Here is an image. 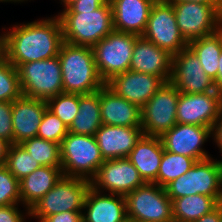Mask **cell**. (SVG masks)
<instances>
[{
  "label": "cell",
  "mask_w": 222,
  "mask_h": 222,
  "mask_svg": "<svg viewBox=\"0 0 222 222\" xmlns=\"http://www.w3.org/2000/svg\"><path fill=\"white\" fill-rule=\"evenodd\" d=\"M183 38L189 43L222 28V4L170 2Z\"/></svg>",
  "instance_id": "30bf717a"
},
{
  "label": "cell",
  "mask_w": 222,
  "mask_h": 222,
  "mask_svg": "<svg viewBox=\"0 0 222 222\" xmlns=\"http://www.w3.org/2000/svg\"><path fill=\"white\" fill-rule=\"evenodd\" d=\"M188 47L199 58L205 73L215 81L218 72V60L222 51V28L213 34L190 41Z\"/></svg>",
  "instance_id": "83f0119b"
},
{
  "label": "cell",
  "mask_w": 222,
  "mask_h": 222,
  "mask_svg": "<svg viewBox=\"0 0 222 222\" xmlns=\"http://www.w3.org/2000/svg\"><path fill=\"white\" fill-rule=\"evenodd\" d=\"M59 1H60L59 3L62 5L61 7H64L62 8L63 10V9L68 8L72 3H74L77 0H59Z\"/></svg>",
  "instance_id": "bcb514c9"
},
{
  "label": "cell",
  "mask_w": 222,
  "mask_h": 222,
  "mask_svg": "<svg viewBox=\"0 0 222 222\" xmlns=\"http://www.w3.org/2000/svg\"><path fill=\"white\" fill-rule=\"evenodd\" d=\"M180 92L165 82L141 108V128L146 136L161 137L177 124L176 112Z\"/></svg>",
  "instance_id": "8fae6325"
},
{
  "label": "cell",
  "mask_w": 222,
  "mask_h": 222,
  "mask_svg": "<svg viewBox=\"0 0 222 222\" xmlns=\"http://www.w3.org/2000/svg\"><path fill=\"white\" fill-rule=\"evenodd\" d=\"M65 42L93 47L114 31L112 8L109 0L95 11H60Z\"/></svg>",
  "instance_id": "3957f363"
},
{
  "label": "cell",
  "mask_w": 222,
  "mask_h": 222,
  "mask_svg": "<svg viewBox=\"0 0 222 222\" xmlns=\"http://www.w3.org/2000/svg\"><path fill=\"white\" fill-rule=\"evenodd\" d=\"M100 109L105 125L141 127V109L117 95L106 84L100 89Z\"/></svg>",
  "instance_id": "603a6c76"
},
{
  "label": "cell",
  "mask_w": 222,
  "mask_h": 222,
  "mask_svg": "<svg viewBox=\"0 0 222 222\" xmlns=\"http://www.w3.org/2000/svg\"><path fill=\"white\" fill-rule=\"evenodd\" d=\"M170 82L180 93L199 94L216 90L214 80L205 73L199 58L189 47L172 56Z\"/></svg>",
  "instance_id": "9a60e30c"
},
{
  "label": "cell",
  "mask_w": 222,
  "mask_h": 222,
  "mask_svg": "<svg viewBox=\"0 0 222 222\" xmlns=\"http://www.w3.org/2000/svg\"><path fill=\"white\" fill-rule=\"evenodd\" d=\"M2 30L3 33L0 34V59L5 57L6 34L4 30H6V27H3Z\"/></svg>",
  "instance_id": "ee69618b"
},
{
  "label": "cell",
  "mask_w": 222,
  "mask_h": 222,
  "mask_svg": "<svg viewBox=\"0 0 222 222\" xmlns=\"http://www.w3.org/2000/svg\"><path fill=\"white\" fill-rule=\"evenodd\" d=\"M129 70L151 74L161 77L165 82H170L172 55L143 36H138L134 44Z\"/></svg>",
  "instance_id": "ac0fdd59"
},
{
  "label": "cell",
  "mask_w": 222,
  "mask_h": 222,
  "mask_svg": "<svg viewBox=\"0 0 222 222\" xmlns=\"http://www.w3.org/2000/svg\"><path fill=\"white\" fill-rule=\"evenodd\" d=\"M28 1H31V0H0V3H1V2H2V3H5V2L7 3V2H8V3H14V4H15V3H16V4H19V3L21 4V3H23V2L25 3V2H28Z\"/></svg>",
  "instance_id": "7dc6e473"
},
{
  "label": "cell",
  "mask_w": 222,
  "mask_h": 222,
  "mask_svg": "<svg viewBox=\"0 0 222 222\" xmlns=\"http://www.w3.org/2000/svg\"><path fill=\"white\" fill-rule=\"evenodd\" d=\"M5 166L19 181L41 167L21 144L10 145Z\"/></svg>",
  "instance_id": "4dcf8cb0"
},
{
  "label": "cell",
  "mask_w": 222,
  "mask_h": 222,
  "mask_svg": "<svg viewBox=\"0 0 222 222\" xmlns=\"http://www.w3.org/2000/svg\"><path fill=\"white\" fill-rule=\"evenodd\" d=\"M91 181L83 178L62 176L30 209V220L41 222L46 216L72 211L82 212Z\"/></svg>",
  "instance_id": "8992f818"
},
{
  "label": "cell",
  "mask_w": 222,
  "mask_h": 222,
  "mask_svg": "<svg viewBox=\"0 0 222 222\" xmlns=\"http://www.w3.org/2000/svg\"><path fill=\"white\" fill-rule=\"evenodd\" d=\"M168 2H197V3H205V4H222V0H166Z\"/></svg>",
  "instance_id": "f6af8a7d"
},
{
  "label": "cell",
  "mask_w": 222,
  "mask_h": 222,
  "mask_svg": "<svg viewBox=\"0 0 222 222\" xmlns=\"http://www.w3.org/2000/svg\"><path fill=\"white\" fill-rule=\"evenodd\" d=\"M63 93L90 94L105 83L96 69L92 47L63 42L59 54Z\"/></svg>",
  "instance_id": "7a4b0ae2"
},
{
  "label": "cell",
  "mask_w": 222,
  "mask_h": 222,
  "mask_svg": "<svg viewBox=\"0 0 222 222\" xmlns=\"http://www.w3.org/2000/svg\"><path fill=\"white\" fill-rule=\"evenodd\" d=\"M102 125L100 90L80 95L79 112L68 127V131L74 134L95 136Z\"/></svg>",
  "instance_id": "484cf974"
},
{
  "label": "cell",
  "mask_w": 222,
  "mask_h": 222,
  "mask_svg": "<svg viewBox=\"0 0 222 222\" xmlns=\"http://www.w3.org/2000/svg\"><path fill=\"white\" fill-rule=\"evenodd\" d=\"M127 218L135 222H171L172 201L164 187L145 183L125 196Z\"/></svg>",
  "instance_id": "9c48e42d"
},
{
  "label": "cell",
  "mask_w": 222,
  "mask_h": 222,
  "mask_svg": "<svg viewBox=\"0 0 222 222\" xmlns=\"http://www.w3.org/2000/svg\"><path fill=\"white\" fill-rule=\"evenodd\" d=\"M219 64H218V72H217V78L214 81L216 90L222 94V51L219 57Z\"/></svg>",
  "instance_id": "7bdbcfd3"
},
{
  "label": "cell",
  "mask_w": 222,
  "mask_h": 222,
  "mask_svg": "<svg viewBox=\"0 0 222 222\" xmlns=\"http://www.w3.org/2000/svg\"><path fill=\"white\" fill-rule=\"evenodd\" d=\"M41 222H83L82 212L66 211L46 216Z\"/></svg>",
  "instance_id": "f35d334b"
},
{
  "label": "cell",
  "mask_w": 222,
  "mask_h": 222,
  "mask_svg": "<svg viewBox=\"0 0 222 222\" xmlns=\"http://www.w3.org/2000/svg\"><path fill=\"white\" fill-rule=\"evenodd\" d=\"M156 0H109L114 30L142 36Z\"/></svg>",
  "instance_id": "7402d4cb"
},
{
  "label": "cell",
  "mask_w": 222,
  "mask_h": 222,
  "mask_svg": "<svg viewBox=\"0 0 222 222\" xmlns=\"http://www.w3.org/2000/svg\"><path fill=\"white\" fill-rule=\"evenodd\" d=\"M108 0H77L68 8L61 11H95L103 6Z\"/></svg>",
  "instance_id": "74e56055"
},
{
  "label": "cell",
  "mask_w": 222,
  "mask_h": 222,
  "mask_svg": "<svg viewBox=\"0 0 222 222\" xmlns=\"http://www.w3.org/2000/svg\"><path fill=\"white\" fill-rule=\"evenodd\" d=\"M83 222H127L125 196L103 193L90 187L82 210Z\"/></svg>",
  "instance_id": "d6986e66"
},
{
  "label": "cell",
  "mask_w": 222,
  "mask_h": 222,
  "mask_svg": "<svg viewBox=\"0 0 222 222\" xmlns=\"http://www.w3.org/2000/svg\"><path fill=\"white\" fill-rule=\"evenodd\" d=\"M12 108V102L0 101V138L11 145L13 144Z\"/></svg>",
  "instance_id": "d590c367"
},
{
  "label": "cell",
  "mask_w": 222,
  "mask_h": 222,
  "mask_svg": "<svg viewBox=\"0 0 222 222\" xmlns=\"http://www.w3.org/2000/svg\"><path fill=\"white\" fill-rule=\"evenodd\" d=\"M163 152L164 146L160 137L143 135L127 158L145 182L157 184Z\"/></svg>",
  "instance_id": "cb8c5ba5"
},
{
  "label": "cell",
  "mask_w": 222,
  "mask_h": 222,
  "mask_svg": "<svg viewBox=\"0 0 222 222\" xmlns=\"http://www.w3.org/2000/svg\"><path fill=\"white\" fill-rule=\"evenodd\" d=\"M142 36L172 56L188 47L177 25L173 4L166 0L154 2Z\"/></svg>",
  "instance_id": "7c38bea8"
},
{
  "label": "cell",
  "mask_w": 222,
  "mask_h": 222,
  "mask_svg": "<svg viewBox=\"0 0 222 222\" xmlns=\"http://www.w3.org/2000/svg\"><path fill=\"white\" fill-rule=\"evenodd\" d=\"M68 133V127L55 114L46 109L39 125L37 137L60 145Z\"/></svg>",
  "instance_id": "836d02e7"
},
{
  "label": "cell",
  "mask_w": 222,
  "mask_h": 222,
  "mask_svg": "<svg viewBox=\"0 0 222 222\" xmlns=\"http://www.w3.org/2000/svg\"><path fill=\"white\" fill-rule=\"evenodd\" d=\"M12 108L13 144L37 137L39 125L47 109L45 100L21 96Z\"/></svg>",
  "instance_id": "ffe728a7"
},
{
  "label": "cell",
  "mask_w": 222,
  "mask_h": 222,
  "mask_svg": "<svg viewBox=\"0 0 222 222\" xmlns=\"http://www.w3.org/2000/svg\"><path fill=\"white\" fill-rule=\"evenodd\" d=\"M21 204L19 180L4 165L0 166V206Z\"/></svg>",
  "instance_id": "e575fe53"
},
{
  "label": "cell",
  "mask_w": 222,
  "mask_h": 222,
  "mask_svg": "<svg viewBox=\"0 0 222 222\" xmlns=\"http://www.w3.org/2000/svg\"><path fill=\"white\" fill-rule=\"evenodd\" d=\"M7 29L5 58L16 68L20 64L58 56L64 42L57 14L28 23H16Z\"/></svg>",
  "instance_id": "6da1fadb"
},
{
  "label": "cell",
  "mask_w": 222,
  "mask_h": 222,
  "mask_svg": "<svg viewBox=\"0 0 222 222\" xmlns=\"http://www.w3.org/2000/svg\"><path fill=\"white\" fill-rule=\"evenodd\" d=\"M22 96L17 68L5 57L0 59V101H10Z\"/></svg>",
  "instance_id": "d6a6232c"
},
{
  "label": "cell",
  "mask_w": 222,
  "mask_h": 222,
  "mask_svg": "<svg viewBox=\"0 0 222 222\" xmlns=\"http://www.w3.org/2000/svg\"><path fill=\"white\" fill-rule=\"evenodd\" d=\"M160 138L164 150L188 156L196 162L212 157L203 148L209 139L213 140V129L210 127L177 123Z\"/></svg>",
  "instance_id": "5bb4252c"
},
{
  "label": "cell",
  "mask_w": 222,
  "mask_h": 222,
  "mask_svg": "<svg viewBox=\"0 0 222 222\" xmlns=\"http://www.w3.org/2000/svg\"><path fill=\"white\" fill-rule=\"evenodd\" d=\"M10 143L0 138V166H4L7 160V155Z\"/></svg>",
  "instance_id": "b9f144b4"
},
{
  "label": "cell",
  "mask_w": 222,
  "mask_h": 222,
  "mask_svg": "<svg viewBox=\"0 0 222 222\" xmlns=\"http://www.w3.org/2000/svg\"><path fill=\"white\" fill-rule=\"evenodd\" d=\"M164 188L171 200L203 194L222 203V164L213 157L197 161L189 171Z\"/></svg>",
  "instance_id": "277c9868"
},
{
  "label": "cell",
  "mask_w": 222,
  "mask_h": 222,
  "mask_svg": "<svg viewBox=\"0 0 222 222\" xmlns=\"http://www.w3.org/2000/svg\"><path fill=\"white\" fill-rule=\"evenodd\" d=\"M64 176L92 180L105 161L95 136L69 132L60 144Z\"/></svg>",
  "instance_id": "5b68a950"
},
{
  "label": "cell",
  "mask_w": 222,
  "mask_h": 222,
  "mask_svg": "<svg viewBox=\"0 0 222 222\" xmlns=\"http://www.w3.org/2000/svg\"><path fill=\"white\" fill-rule=\"evenodd\" d=\"M137 37L114 30L92 47L96 69L105 84L114 76L129 70Z\"/></svg>",
  "instance_id": "ba28073f"
},
{
  "label": "cell",
  "mask_w": 222,
  "mask_h": 222,
  "mask_svg": "<svg viewBox=\"0 0 222 222\" xmlns=\"http://www.w3.org/2000/svg\"><path fill=\"white\" fill-rule=\"evenodd\" d=\"M22 96L49 100L63 93L59 57L20 64L17 67Z\"/></svg>",
  "instance_id": "52a82bcc"
},
{
  "label": "cell",
  "mask_w": 222,
  "mask_h": 222,
  "mask_svg": "<svg viewBox=\"0 0 222 222\" xmlns=\"http://www.w3.org/2000/svg\"><path fill=\"white\" fill-rule=\"evenodd\" d=\"M63 176L61 167L41 166L19 181L21 204L29 209Z\"/></svg>",
  "instance_id": "d4e9b609"
},
{
  "label": "cell",
  "mask_w": 222,
  "mask_h": 222,
  "mask_svg": "<svg viewBox=\"0 0 222 222\" xmlns=\"http://www.w3.org/2000/svg\"><path fill=\"white\" fill-rule=\"evenodd\" d=\"M222 218V203H220L213 211L203 215L193 222H220Z\"/></svg>",
  "instance_id": "60d3db41"
},
{
  "label": "cell",
  "mask_w": 222,
  "mask_h": 222,
  "mask_svg": "<svg viewBox=\"0 0 222 222\" xmlns=\"http://www.w3.org/2000/svg\"><path fill=\"white\" fill-rule=\"evenodd\" d=\"M21 145L41 166L61 167V151L58 143L33 137L23 141Z\"/></svg>",
  "instance_id": "f546056e"
},
{
  "label": "cell",
  "mask_w": 222,
  "mask_h": 222,
  "mask_svg": "<svg viewBox=\"0 0 222 222\" xmlns=\"http://www.w3.org/2000/svg\"><path fill=\"white\" fill-rule=\"evenodd\" d=\"M21 206L25 210H21ZM29 217L30 209L22 204L0 206V222H26Z\"/></svg>",
  "instance_id": "8d00e7d4"
},
{
  "label": "cell",
  "mask_w": 222,
  "mask_h": 222,
  "mask_svg": "<svg viewBox=\"0 0 222 222\" xmlns=\"http://www.w3.org/2000/svg\"><path fill=\"white\" fill-rule=\"evenodd\" d=\"M141 127L111 126L103 124L95 133L104 160L128 157L143 136Z\"/></svg>",
  "instance_id": "44dd1931"
},
{
  "label": "cell",
  "mask_w": 222,
  "mask_h": 222,
  "mask_svg": "<svg viewBox=\"0 0 222 222\" xmlns=\"http://www.w3.org/2000/svg\"><path fill=\"white\" fill-rule=\"evenodd\" d=\"M221 110L222 94L217 90L199 94L180 93L177 102V123L213 129Z\"/></svg>",
  "instance_id": "2e32d148"
},
{
  "label": "cell",
  "mask_w": 222,
  "mask_h": 222,
  "mask_svg": "<svg viewBox=\"0 0 222 222\" xmlns=\"http://www.w3.org/2000/svg\"><path fill=\"white\" fill-rule=\"evenodd\" d=\"M164 83L161 77L128 70L114 76L106 85L141 109Z\"/></svg>",
  "instance_id": "e0dca14e"
},
{
  "label": "cell",
  "mask_w": 222,
  "mask_h": 222,
  "mask_svg": "<svg viewBox=\"0 0 222 222\" xmlns=\"http://www.w3.org/2000/svg\"><path fill=\"white\" fill-rule=\"evenodd\" d=\"M80 94L61 93L46 101L47 109L69 127L79 112Z\"/></svg>",
  "instance_id": "1f68e13d"
},
{
  "label": "cell",
  "mask_w": 222,
  "mask_h": 222,
  "mask_svg": "<svg viewBox=\"0 0 222 222\" xmlns=\"http://www.w3.org/2000/svg\"><path fill=\"white\" fill-rule=\"evenodd\" d=\"M215 147L220 150L218 153L222 154V110L219 114L218 119L216 120L215 126L213 128V140ZM222 156V155H221ZM222 164V158L218 160Z\"/></svg>",
  "instance_id": "ab89813d"
},
{
  "label": "cell",
  "mask_w": 222,
  "mask_h": 222,
  "mask_svg": "<svg viewBox=\"0 0 222 222\" xmlns=\"http://www.w3.org/2000/svg\"><path fill=\"white\" fill-rule=\"evenodd\" d=\"M195 163L193 158L164 150L157 174V185L165 187L189 171Z\"/></svg>",
  "instance_id": "f1b7e54d"
},
{
  "label": "cell",
  "mask_w": 222,
  "mask_h": 222,
  "mask_svg": "<svg viewBox=\"0 0 222 222\" xmlns=\"http://www.w3.org/2000/svg\"><path fill=\"white\" fill-rule=\"evenodd\" d=\"M173 221L193 222L213 211L220 203L213 197L195 194L172 199Z\"/></svg>",
  "instance_id": "4316f807"
},
{
  "label": "cell",
  "mask_w": 222,
  "mask_h": 222,
  "mask_svg": "<svg viewBox=\"0 0 222 222\" xmlns=\"http://www.w3.org/2000/svg\"><path fill=\"white\" fill-rule=\"evenodd\" d=\"M145 183L139 171L125 157L105 160L91 180V187L99 192L126 196Z\"/></svg>",
  "instance_id": "4fadbf2b"
}]
</instances>
